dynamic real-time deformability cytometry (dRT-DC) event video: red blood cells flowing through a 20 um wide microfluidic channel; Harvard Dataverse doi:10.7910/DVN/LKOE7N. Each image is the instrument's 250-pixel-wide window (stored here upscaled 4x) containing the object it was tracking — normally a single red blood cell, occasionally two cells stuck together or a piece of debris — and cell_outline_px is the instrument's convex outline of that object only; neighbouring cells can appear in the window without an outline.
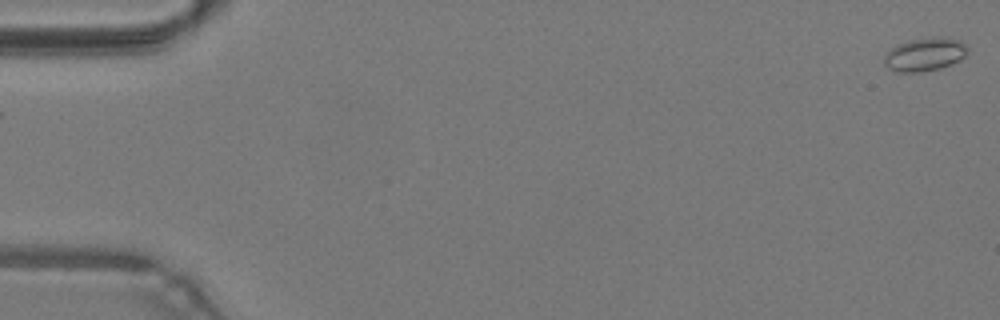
{"species": "common noctule bat (a hibernating species)", "species_latin": "Nyctalus noctula", "temperature_condition": "warm", "stored_images_in_passage": 49, "camera_frame_rate_fps": 3000, "um_per_image_px": 0.085, "animal": {"sex": "male", "body_mass_g": 19.2, "forearm_length_mm": 51.8}, "frame": {"image": 1, "passage_image": 1, "time_ms": 0.0, "image_size_px": [1000, 320], "cell_outline_px": [[968, 52], [960, 60], [952, 64], [940, 68], [920, 72], [896, 72], [888, 68], [884, 64], [884, 52], [896, 44], [908, 40], [940, 36], [944, 36], [960, 40], [968, 48]], "centroid_in_image_um": [78.58, 4.61], "position_along_channel_um": 6.4, "area_um2": 16.53}}
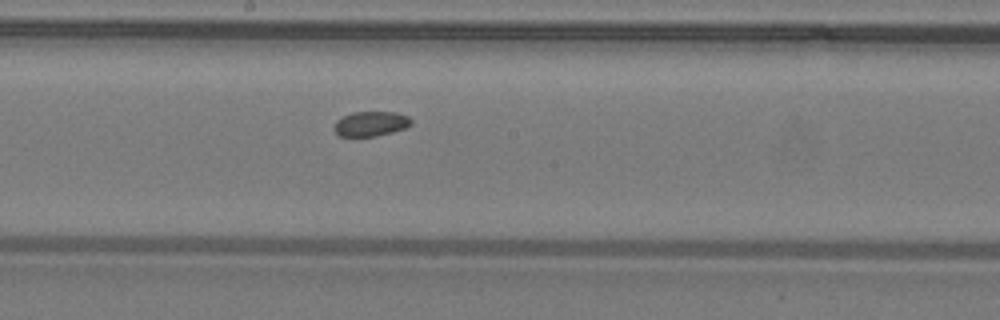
{"frame": {"image": 2, "passage_image": 27, "time_ms": 8.667, "image_size_px": [1000, 320], "cell_outline_px": [[412, 124], [404, 128], [392, 132], [376, 136], [340, 136], [332, 128], [336, 120], [352, 112], [396, 112], [408, 116], [412, 120]], "centroid_in_image_um": [31.51, 10.51], "position_along_channel_um": 216.7, "area_um2": 11.16}}
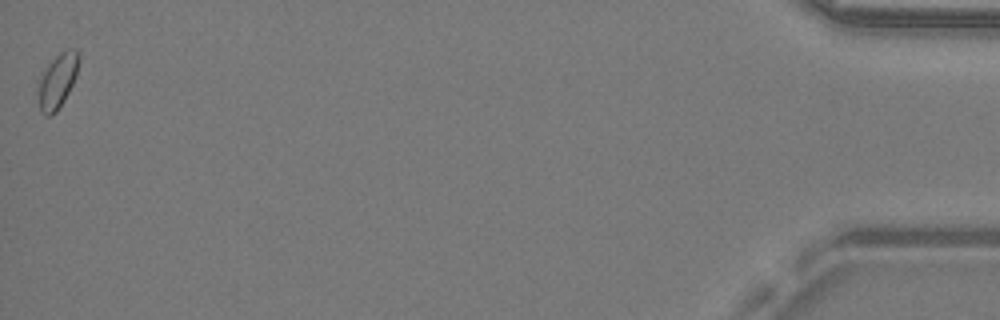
{"frame": {"image": 3, "passage_image": 49, "time_ms": 16.0, "image_size_px": [1000, 320], "cell_outline_px": [[80, 60], [76, 76], [64, 100], [56, 112], [52, 116], [44, 116], [40, 112], [40, 80], [48, 64], [60, 52], [68, 48], [76, 48], [80, 56]], "centroid_in_image_um": [4.94, 6.85], "position_along_channel_um": 430.3, "area_um2": 12.66}}